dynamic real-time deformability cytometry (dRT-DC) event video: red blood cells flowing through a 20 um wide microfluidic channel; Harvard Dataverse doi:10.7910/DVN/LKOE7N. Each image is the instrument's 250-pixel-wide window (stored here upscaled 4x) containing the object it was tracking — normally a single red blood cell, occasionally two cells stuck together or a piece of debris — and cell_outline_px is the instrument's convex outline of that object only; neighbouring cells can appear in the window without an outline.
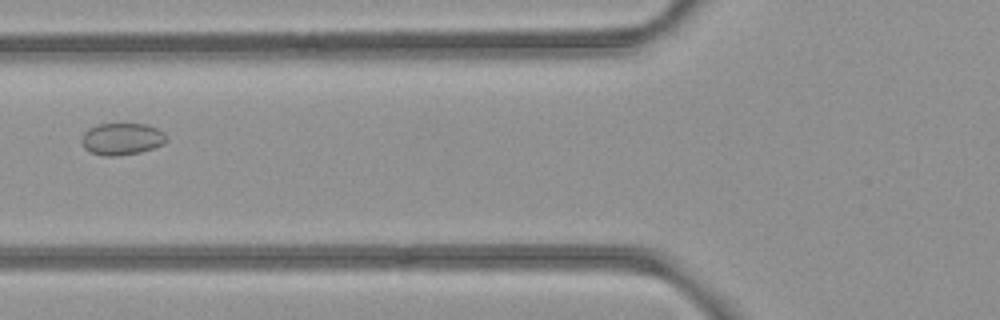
{"species": "common noctule bat (a hibernating species)", "species_latin": "Nyctalus noctula", "temperature_condition": "room temperature", "stored_images_in_passage": 2, "camera_frame_rate_fps": 3000, "um_per_image_px": 0.085, "animal": {"sex": "female", "body_mass_g": 21.9}, "frame": {"image": 1, "passage_image": 2, "time_ms": 0.333, "image_size_px": [1000, 320], "cell_outline_px": [[168, 140], [164, 144], [140, 152], [116, 156], [104, 156], [92, 152], [84, 148], [80, 140], [84, 132], [88, 128], [100, 124], [148, 124], [164, 132]], "centroid_in_image_um": [10.36, 11.81], "position_along_channel_um": 115.4, "area_um2": 15.84}}